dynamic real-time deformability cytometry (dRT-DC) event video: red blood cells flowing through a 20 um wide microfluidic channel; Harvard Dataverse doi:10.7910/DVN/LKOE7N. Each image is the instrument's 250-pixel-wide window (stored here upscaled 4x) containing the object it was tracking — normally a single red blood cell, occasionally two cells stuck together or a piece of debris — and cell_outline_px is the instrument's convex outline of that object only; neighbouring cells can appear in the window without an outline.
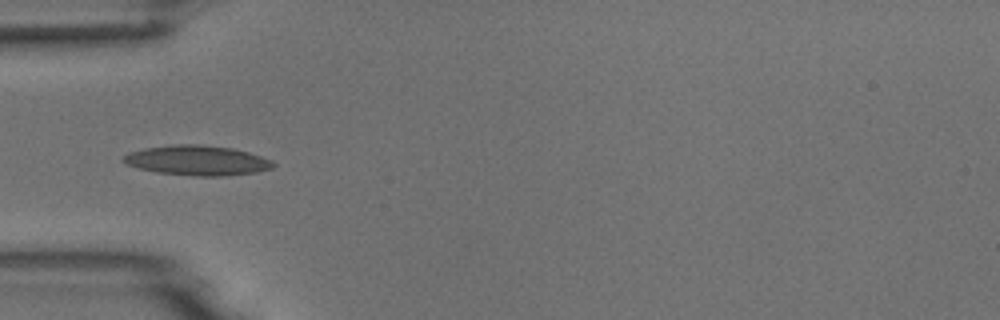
{"species": "common noctule bat (a hibernating species)", "species_latin": "Nyctalus noctula", "temperature_condition": "room temperature", "stored_images_in_passage": 8, "camera_frame_rate_fps": 3000, "um_per_image_px": 0.085, "animal": {"sex": "male", "body_mass_g": 18.8}, "frame": {"image": 1, "passage_image": 5, "time_ms": 5.333, "image_size_px": [1000, 320], "cell_outline_px": [[276, 164], [272, 168], [256, 172], [224, 176], [196, 176], [156, 172], [124, 164], [120, 160], [120, 156], [128, 152], [144, 148], [172, 144], [200, 144], [232, 148], [248, 152], [272, 160]], "centroid_in_image_um": [16.71, 13.63], "position_along_channel_um": 68.3, "area_um2": 26.36}}